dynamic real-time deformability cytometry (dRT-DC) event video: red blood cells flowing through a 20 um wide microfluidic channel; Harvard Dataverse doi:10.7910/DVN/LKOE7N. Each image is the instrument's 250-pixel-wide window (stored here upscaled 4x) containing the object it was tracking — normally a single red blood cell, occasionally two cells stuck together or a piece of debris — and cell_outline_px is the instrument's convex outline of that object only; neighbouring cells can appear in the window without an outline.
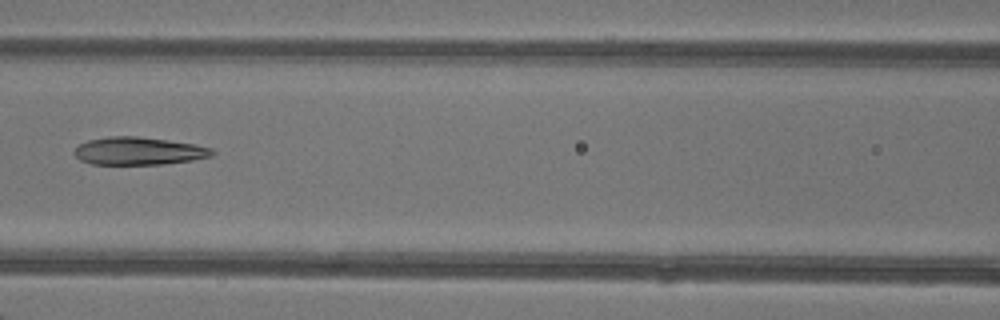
{"species": "common noctule bat (a hibernating species)", "species_latin": "Nyctalus noctula", "temperature_condition": "warm", "stored_images_in_passage": 6, "camera_frame_rate_fps": 3000, "um_per_image_px": 0.085, "animal": {"sex": "female"}, "frame": {"image": 1, "passage_image": 6, "time_ms": 6.667, "image_size_px": [1000, 320], "cell_outline_px": [[216, 152], [212, 156], [192, 160], [164, 164], [92, 164], [80, 160], [72, 152], [80, 144], [88, 140], [108, 136], [136, 136], [168, 140], [192, 144], [212, 148]], "centroid_in_image_um": [11.78, 12.83], "position_along_channel_um": 154.8, "area_um2": 22.25}}